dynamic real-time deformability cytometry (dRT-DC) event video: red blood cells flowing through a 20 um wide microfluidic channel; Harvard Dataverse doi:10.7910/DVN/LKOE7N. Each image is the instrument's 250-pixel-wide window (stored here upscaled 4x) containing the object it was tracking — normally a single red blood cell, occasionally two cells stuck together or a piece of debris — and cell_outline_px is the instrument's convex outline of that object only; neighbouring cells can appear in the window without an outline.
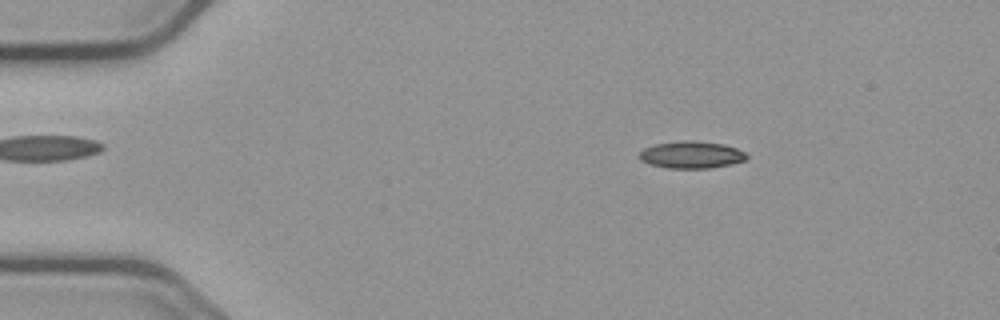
{"species": "common noctule bat (a hibernating species)", "species_latin": "Nyctalus noctula", "temperature_condition": "cold", "stored_images_in_passage": 50, "camera_frame_rate_fps": 3000, "um_per_image_px": 0.085, "animal": {"sex": "male", "body_mass_g": 23.1, "forearm_length_mm": 52.7}, "frame": {"image": 1, "passage_image": 3, "time_ms": 0.667, "image_size_px": [1000, 320], "cell_outline_px": [[748, 156], [744, 160], [732, 164], [708, 168], [668, 168], [648, 164], [640, 160], [636, 156], [644, 148], [656, 144], [680, 140], [696, 140], [724, 144], [736, 148], [744, 152]], "centroid_in_image_um": [58.73, 13.15], "position_along_channel_um": 26.3, "area_um2": 17.11}}
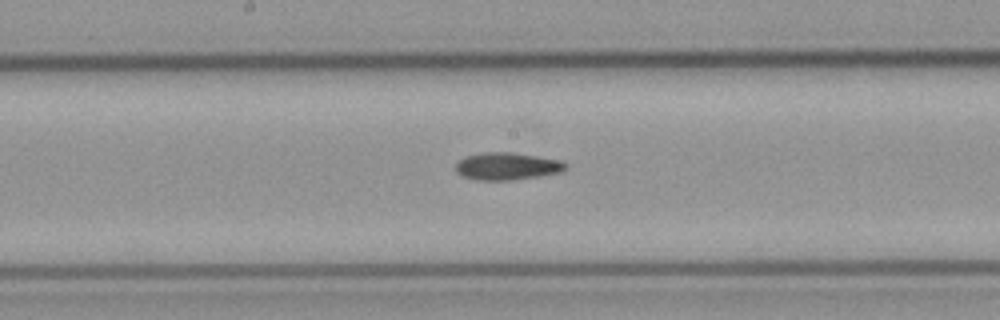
{"frame": {"image": 2, "passage_image": 23, "time_ms": 7.333, "image_size_px": [1000, 320], "cell_outline_px": [[568, 164], [560, 172], [512, 180], [476, 180], [464, 176], [456, 172], [456, 164], [464, 156], [484, 152], [512, 152], [560, 160]], "centroid_in_image_um": [43.06, 14.12], "position_along_channel_um": 205.1, "area_um2": 17.34}}
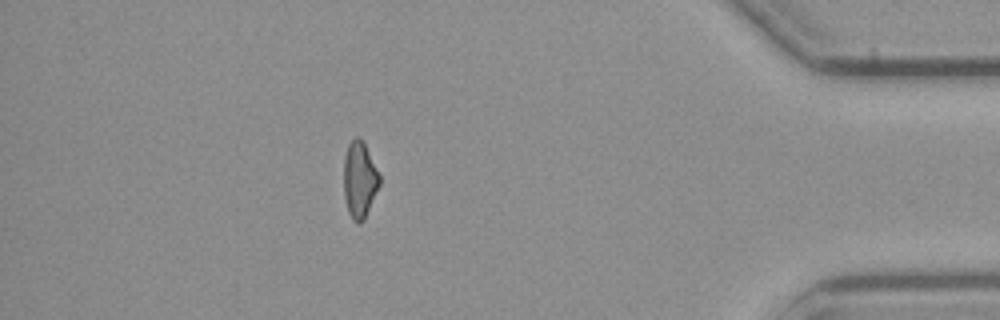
{"frame": {"image": 3, "passage_image": 43, "time_ms": 14.0, "image_size_px": [1000, 320], "cell_outline_px": [[380, 184], [364, 220], [360, 224], [352, 220], [348, 212], [344, 196], [344, 156], [348, 144], [356, 136], [360, 136], [364, 140], [380, 176]], "centroid_in_image_um": [30.56, 15.25], "position_along_channel_um": 404.6, "area_um2": 16.13}}